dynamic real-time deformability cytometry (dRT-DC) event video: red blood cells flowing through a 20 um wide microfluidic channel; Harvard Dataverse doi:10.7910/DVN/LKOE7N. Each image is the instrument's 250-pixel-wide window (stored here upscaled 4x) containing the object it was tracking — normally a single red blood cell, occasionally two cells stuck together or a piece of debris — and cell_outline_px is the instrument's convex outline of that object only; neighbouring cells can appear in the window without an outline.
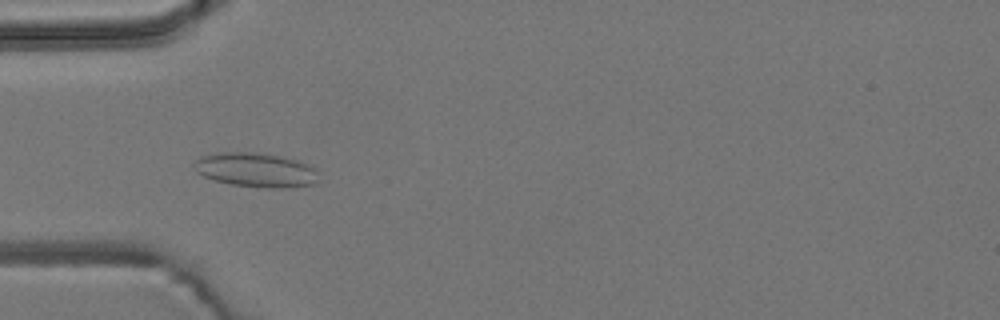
{"species": "common noctule bat (a hibernating species)", "species_latin": "Nyctalus noctula", "temperature_condition": "room temperature", "stored_images_in_passage": 49, "camera_frame_rate_fps": 3000, "um_per_image_px": 0.085, "animal": {"sex": "male", "body_mass_g": 19.2, "forearm_length_mm": 51.8}, "frame": {"image": 1, "passage_image": 12, "time_ms": 3.667, "image_size_px": [1000, 320], "cell_outline_px": [[316, 184], [280, 188], [264, 188], [232, 184], [216, 180], [204, 176], [196, 172], [192, 164], [200, 156], [220, 152], [252, 152], [280, 156], [296, 160], [312, 168], [316, 172]], "centroid_in_image_um": [21.68, 14.44], "position_along_channel_um": 63.3, "area_um2": 24.57}}
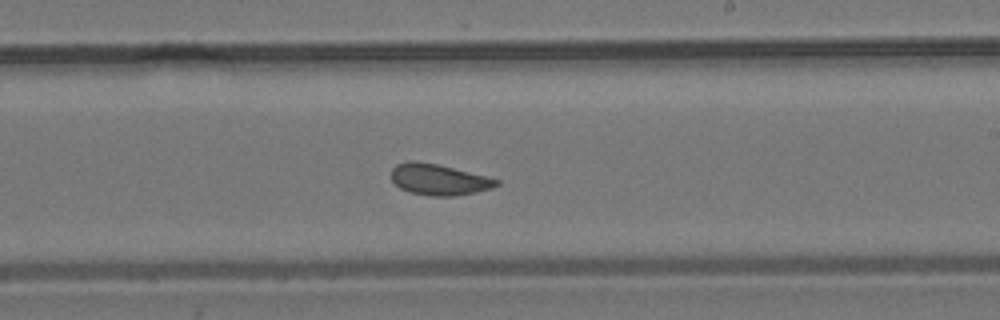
{"frame": {"image": 2, "passage_image": 27, "time_ms": 8.667, "image_size_px": [1000, 320], "cell_outline_px": [[500, 184], [492, 188], [476, 192], [456, 196], [432, 196], [408, 192], [400, 188], [392, 180], [392, 168], [396, 164], [412, 160], [436, 164], [488, 176], [500, 180]], "centroid_in_image_um": [37.32, 15.27], "position_along_channel_um": 251.7, "area_um2": 19.07}}
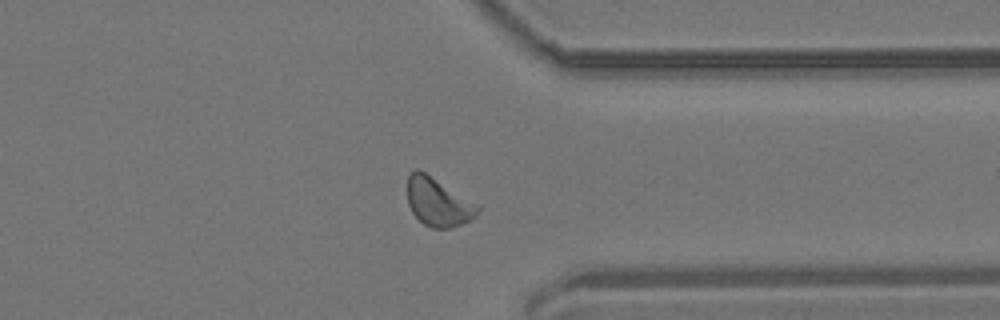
{"frame": {"image": 3, "passage_image": 37, "time_ms": 12.0, "image_size_px": [1000, 320], "cell_outline_px": [[480, 208], [476, 216], [452, 228], [432, 228], [424, 224], [412, 212], [408, 204], [408, 176], [416, 168], [424, 172], [480, 204]], "centroid_in_image_um": [37.26, 17.18], "position_along_channel_um": 374.1, "area_um2": 19.71}, "authors_computed_cell_mechanics": {"area_um2": 19.363, "velocity_mm_per_s": 3.791, "shape_relaxation_time_tau1_ms": null, "shape_relaxation_time_tau2_ms": 1.5046, "deformation_change_tau1": null, "deformation_change_tau2": 0.0759}}